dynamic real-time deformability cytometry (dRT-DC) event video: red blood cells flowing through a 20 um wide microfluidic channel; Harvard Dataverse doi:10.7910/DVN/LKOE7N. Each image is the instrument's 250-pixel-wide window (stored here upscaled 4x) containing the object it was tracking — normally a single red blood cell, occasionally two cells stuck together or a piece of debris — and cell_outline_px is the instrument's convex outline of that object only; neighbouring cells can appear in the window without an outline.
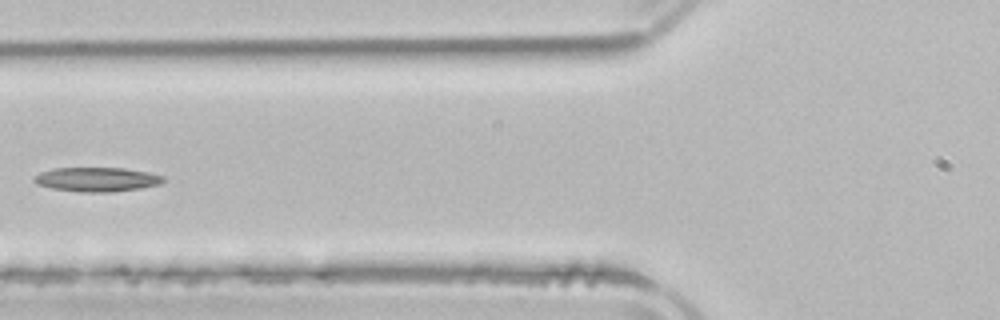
{"species": "common noctule bat (a hibernating species)", "species_latin": "Nyctalus noctula", "temperature_condition": "room temperature", "stored_images_in_passage": 4, "camera_frame_rate_fps": 3000, "um_per_image_px": 0.085, "animal": {"sex": "male", "body_mass_g": 21.5, "forearm_length_mm": 52.0}, "frame": {"image": 1, "passage_image": 4, "time_ms": 4.0, "image_size_px": [1000, 320], "cell_outline_px": [[164, 180], [160, 184], [140, 188], [112, 192], [80, 192], [52, 188], [36, 184], [32, 180], [40, 172], [52, 168], [124, 168], [148, 172], [164, 176]], "centroid_in_image_um": [8.22, 15.25], "position_along_channel_um": 117.6, "area_um2": 18.26}}